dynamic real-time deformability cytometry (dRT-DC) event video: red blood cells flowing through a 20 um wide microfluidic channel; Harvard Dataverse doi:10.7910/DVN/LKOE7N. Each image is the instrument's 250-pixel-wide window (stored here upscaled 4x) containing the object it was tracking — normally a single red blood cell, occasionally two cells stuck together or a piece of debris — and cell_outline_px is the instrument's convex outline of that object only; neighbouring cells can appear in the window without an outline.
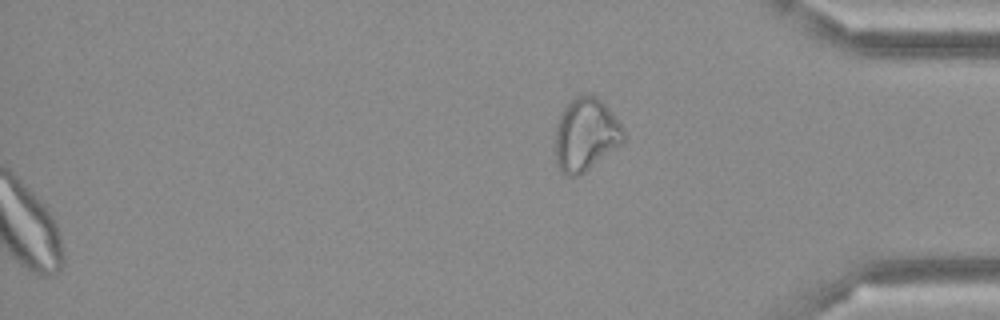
{"species": "Egyptian fruit bat (a non-hibernating species)", "species_latin": "Rousettus aegyptiacus", "temperature_condition": "cold", "stored_images_in_passage": 48, "segment_of_instrument_passage": [2, 2], "camera_frame_rate_fps": 3000, "um_per_image_px": 0.085, "frame": {"image": 1, "passage_image": 48, "time_ms": 15.667, "image_size_px": [1000, 320], "cell_outline_px": [[624, 144], [584, 172], [576, 176], [568, 176], [560, 172], [556, 164], [556, 124], [564, 108], [572, 100], [580, 96], [596, 96], [604, 104], [624, 128]], "centroid_in_image_um": [49.8, 11.49], "position_along_channel_um": 385.4, "area_um2": 28.78}}